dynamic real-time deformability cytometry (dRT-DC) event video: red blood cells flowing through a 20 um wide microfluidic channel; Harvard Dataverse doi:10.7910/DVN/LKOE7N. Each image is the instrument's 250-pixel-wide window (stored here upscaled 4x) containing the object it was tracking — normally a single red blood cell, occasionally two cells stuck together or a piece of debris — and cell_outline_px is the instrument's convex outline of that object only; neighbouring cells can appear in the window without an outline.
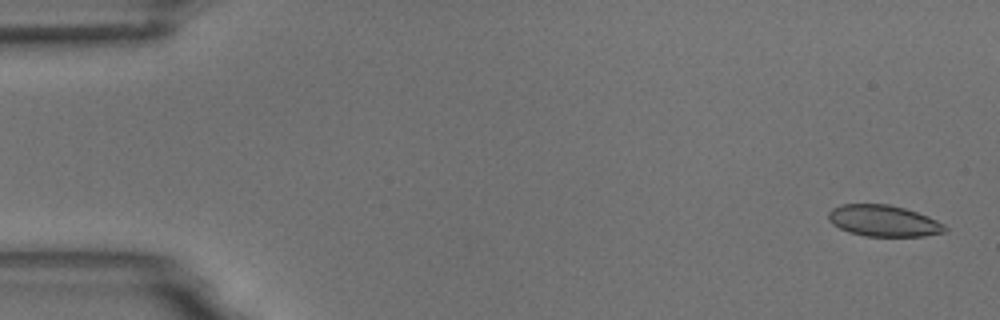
{"species": "common noctule bat (a hibernating species)", "species_latin": "Nyctalus noctula", "temperature_condition": "room temperature", "stored_images_in_passage": 5, "camera_frame_rate_fps": 3000, "um_per_image_px": 0.085, "animal": {"sex": "male", "body_mass_g": 18.8}, "frame": {"image": 1, "passage_image": 1, "time_ms": 0.0, "image_size_px": [1000, 320], "cell_outline_px": [[948, 228], [944, 232], [924, 236], [864, 236], [848, 232], [832, 224], [828, 220], [828, 212], [832, 208], [840, 204], [888, 204], [904, 208], [928, 216], [944, 224]], "centroid_in_image_um": [75.07, 18.77], "position_along_channel_um": 9.9, "area_um2": 21.33}}
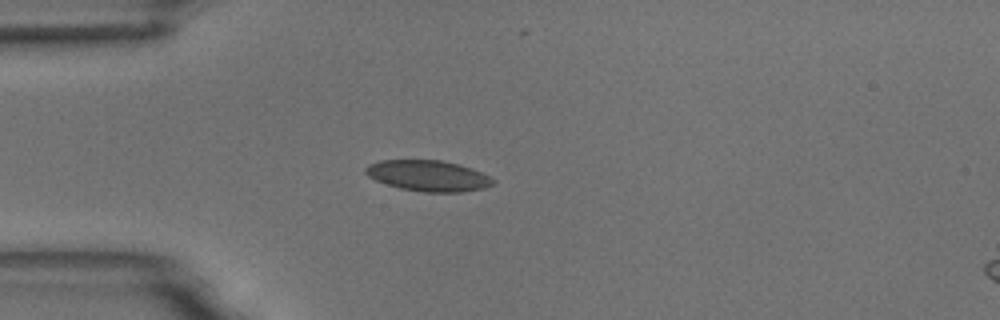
{"frame": {"image": 2, "passage_image": 5, "time_ms": 4.333, "image_size_px": [1000, 320], "cell_outline_px": [[496, 180], [492, 184], [484, 188], [460, 192], [424, 192], [400, 188], [376, 180], [368, 176], [364, 172], [364, 168], [368, 164], [380, 160], [440, 160], [472, 168]], "centroid_in_image_um": [36.37, 14.93], "position_along_channel_um": 48.6, "area_um2": 22.77}}